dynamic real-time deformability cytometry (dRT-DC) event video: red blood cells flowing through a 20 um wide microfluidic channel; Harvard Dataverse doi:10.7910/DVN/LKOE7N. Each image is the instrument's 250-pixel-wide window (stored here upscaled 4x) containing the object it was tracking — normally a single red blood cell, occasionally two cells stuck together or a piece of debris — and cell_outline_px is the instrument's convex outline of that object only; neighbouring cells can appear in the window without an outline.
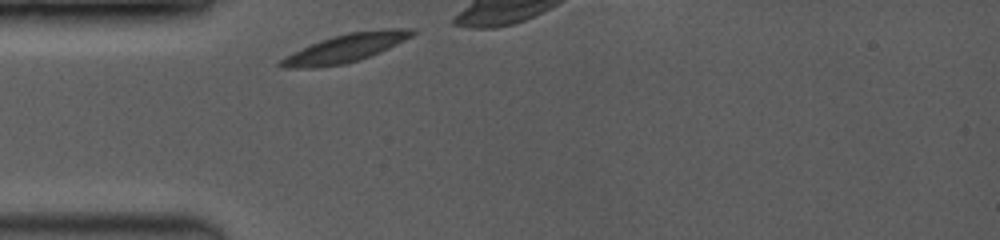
{"species": "common noctule bat (a hibernating species)", "species_latin": "Nyctalus noctula", "temperature_condition": "room temperature", "stored_images_in_passage": 37, "camera_frame_rate_fps": 3500, "um_per_image_px": 0.085, "animal": {"sex": "female", "body_mass_g": 19.0, "forearm_length_mm": 53.3}, "frame": {"image": 1, "passage_image": 1, "time_ms": 0.0, "image_size_px": [1000, 240], "cell_outline_px": [[416, 32], [412, 36], [380, 52], [344, 64], [316, 68], [280, 68], [276, 64], [284, 56], [320, 40], [332, 36], [348, 32], [384, 28], [416, 28]], "centroid_in_image_um": [29.34, 4.08], "position_along_channel_um": 55.7, "area_um2": 21.73}}
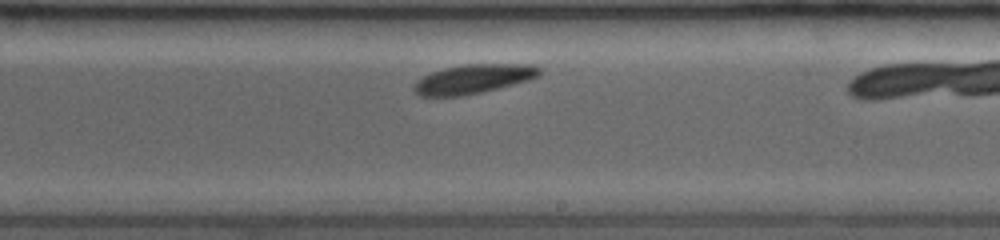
{"frame": {"image": 2, "passage_image": 19, "time_ms": 5.143, "image_size_px": [1000, 240], "cell_outline_px": [[544, 72], [540, 76], [528, 80], [480, 92], [460, 96], [420, 96], [412, 88], [412, 84], [416, 80], [432, 72], [444, 68], [464, 64], [532, 64], [544, 68]], "centroid_in_image_um": [40.27, 6.69], "position_along_channel_um": 248.7, "area_um2": 21.44}}
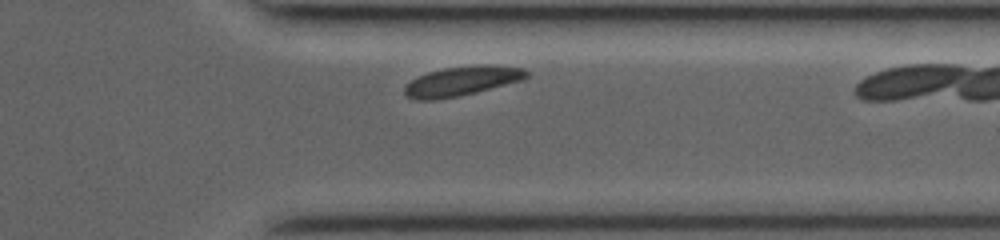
{"frame": {"image": 3, "passage_image": 31, "time_ms": 8.286, "image_size_px": [1000, 240], "cell_outline_px": [[528, 76], [524, 80], [460, 96], [436, 100], [416, 100], [408, 96], [404, 92], [404, 84], [428, 72], [444, 68], [476, 64], [496, 64], [524, 68], [528, 72]], "centroid_in_image_um": [39.3, 6.88], "position_along_channel_um": 372.1, "area_um2": 21.27}, "authors_computed_cell_mechanics": {"area_um2": 21.097, "velocity_mm_per_s": 3.8762, "shape_relaxation_time_tau1_ms": null, "shape_relaxation_time_tau2_ms": 1.554, "deformation_change_tau1": null, "deformation_change_tau2": 0.0421}}